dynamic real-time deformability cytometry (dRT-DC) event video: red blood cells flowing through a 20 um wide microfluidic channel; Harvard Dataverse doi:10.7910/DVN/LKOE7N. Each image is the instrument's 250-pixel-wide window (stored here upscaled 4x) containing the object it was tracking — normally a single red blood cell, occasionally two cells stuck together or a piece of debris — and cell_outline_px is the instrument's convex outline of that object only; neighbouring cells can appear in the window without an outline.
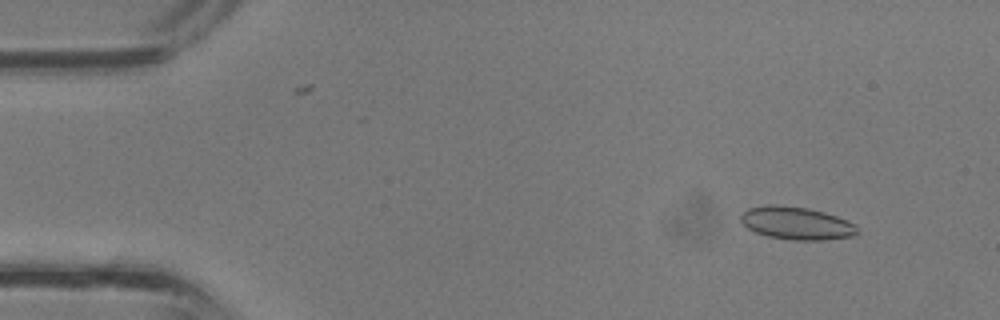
{"species": "common noctule bat (a hibernating species)", "species_latin": "Nyctalus noctula", "temperature_condition": "room temperature", "stored_images_in_passage": 37, "camera_frame_rate_fps": 3000, "um_per_image_px": 0.085, "animal": {"sex": "male", "body_mass_g": 13.3}, "frame": {"image": 1, "passage_image": 4, "time_ms": 1.0, "image_size_px": [1000, 320], "cell_outline_px": [[860, 232], [856, 236], [824, 240], [792, 240], [768, 236], [756, 232], [748, 228], [740, 220], [740, 216], [748, 208], [768, 204], [776, 204], [808, 208], [824, 212], [836, 216], [856, 224]], "centroid_in_image_um": [67.74, 18.97], "position_along_channel_um": 17.3, "area_um2": 22.43}}
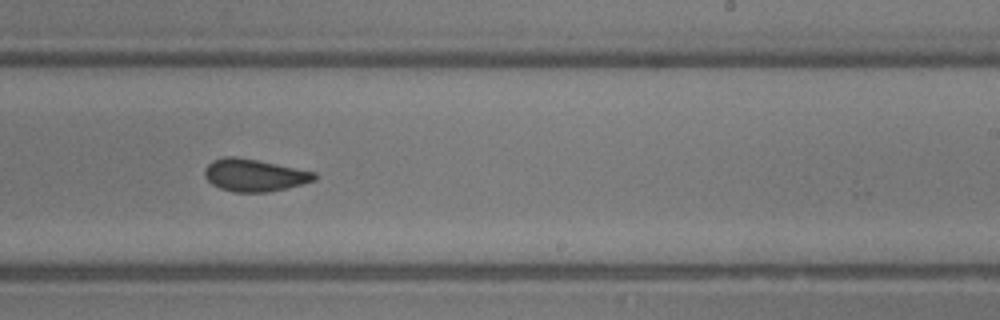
{"frame": {"image": 2, "passage_image": 23, "time_ms": 7.333, "image_size_px": [1000, 320], "cell_outline_px": [[316, 180], [268, 192], [232, 192], [220, 188], [212, 184], [204, 176], [204, 168], [212, 160], [224, 156], [232, 156], [256, 160], [316, 172]], "centroid_in_image_um": [21.57, 14.89], "position_along_channel_um": 267.4, "area_um2": 20.52}}
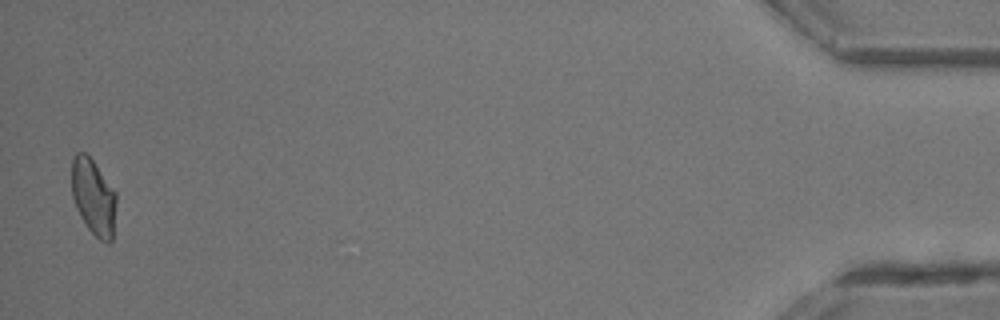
{"frame": {"image": 3, "passage_image": 37, "time_ms": 12.0, "image_size_px": [1000, 320], "cell_outline_px": [[116, 200], [112, 240], [108, 244], [100, 240], [88, 228], [80, 216], [76, 208], [72, 196], [72, 160], [76, 152], [84, 152], [92, 160], [116, 192]], "centroid_in_image_um": [7.94, 16.75], "position_along_channel_um": 427.3, "area_um2": 19.59}}